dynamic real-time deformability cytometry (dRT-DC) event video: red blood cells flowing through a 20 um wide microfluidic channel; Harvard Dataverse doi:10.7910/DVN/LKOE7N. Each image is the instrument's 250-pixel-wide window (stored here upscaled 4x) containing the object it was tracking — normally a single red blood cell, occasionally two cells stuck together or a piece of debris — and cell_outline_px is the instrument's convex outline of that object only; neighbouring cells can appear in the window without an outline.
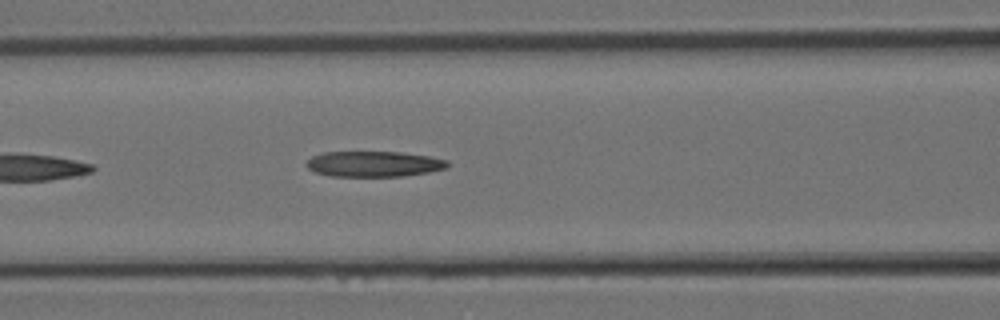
{"species": "Egyptian fruit bat (a non-hibernating species)", "species_latin": "Rousettus aegyptiacus", "temperature_condition": "room temperature", "stored_images_in_passage": 8, "camera_frame_rate_fps": 3000, "um_per_image_px": 0.085, "animal": {"sex": "female"}, "frame": {"image": 1, "passage_image": 8, "time_ms": 2.333, "image_size_px": [1000, 320], "cell_outline_px": [[448, 164], [444, 168], [428, 172], [404, 176], [332, 176], [316, 172], [308, 168], [304, 164], [312, 156], [324, 152], [404, 152], [428, 156], [448, 160]], "centroid_in_image_um": [31.76, 13.93], "position_along_channel_um": 134.8, "area_um2": 20.92}}